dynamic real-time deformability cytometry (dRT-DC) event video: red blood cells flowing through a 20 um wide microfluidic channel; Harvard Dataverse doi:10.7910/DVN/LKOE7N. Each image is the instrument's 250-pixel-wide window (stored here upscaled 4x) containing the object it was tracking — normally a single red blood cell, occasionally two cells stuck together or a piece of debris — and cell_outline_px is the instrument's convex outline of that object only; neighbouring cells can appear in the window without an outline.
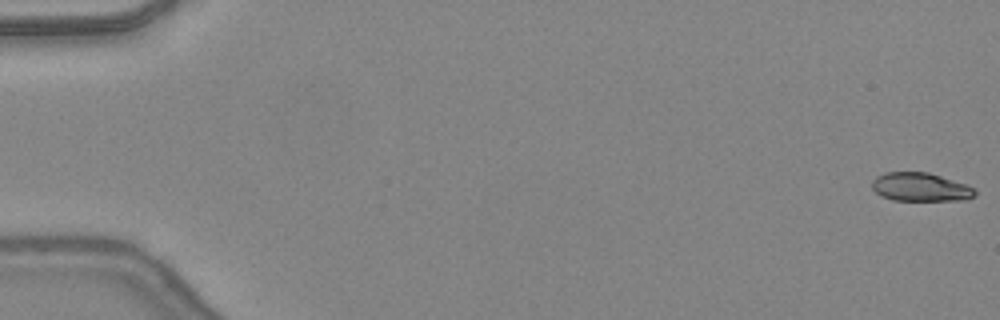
{"species": "common noctule bat (a hibernating species)", "species_latin": "Nyctalus noctula", "temperature_condition": "warm", "stored_images_in_passage": 12, "camera_frame_rate_fps": 3000, "um_per_image_px": 0.085, "animal": {"sex": "female", "body_mass_g": 24.6, "forearm_length_mm": 56.2}, "frame": {"image": 1, "passage_image": 1, "time_ms": 0.0, "image_size_px": [1000, 320], "cell_outline_px": [[976, 196], [964, 200], [892, 200], [880, 196], [872, 188], [872, 180], [876, 176], [884, 172], [928, 172], [968, 184], [976, 192]], "centroid_in_image_um": [78.23, 15.89], "position_along_channel_um": 6.8, "area_um2": 17.28}}
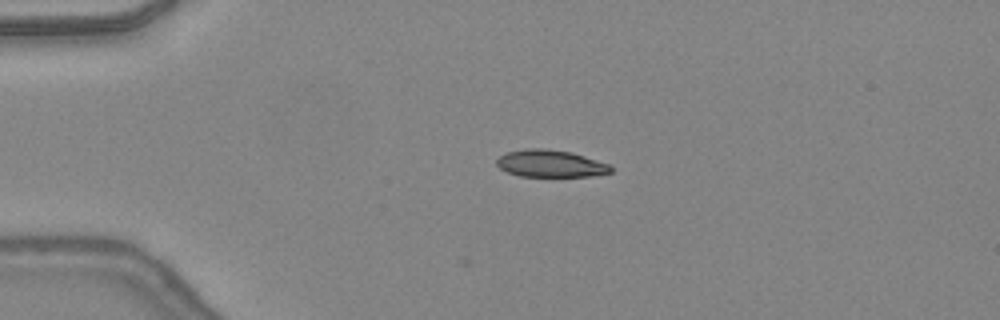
{"frame": {"image": 2, "passage_image": 12, "time_ms": 3.667, "image_size_px": [1000, 320], "cell_outline_px": [[612, 172], [592, 176], [520, 176], [508, 172], [500, 168], [496, 164], [496, 160], [500, 156], [508, 152], [524, 148], [544, 148], [572, 152], [608, 164], [612, 168]], "centroid_in_image_um": [46.78, 13.9], "position_along_channel_um": 38.2, "area_um2": 17.98}}